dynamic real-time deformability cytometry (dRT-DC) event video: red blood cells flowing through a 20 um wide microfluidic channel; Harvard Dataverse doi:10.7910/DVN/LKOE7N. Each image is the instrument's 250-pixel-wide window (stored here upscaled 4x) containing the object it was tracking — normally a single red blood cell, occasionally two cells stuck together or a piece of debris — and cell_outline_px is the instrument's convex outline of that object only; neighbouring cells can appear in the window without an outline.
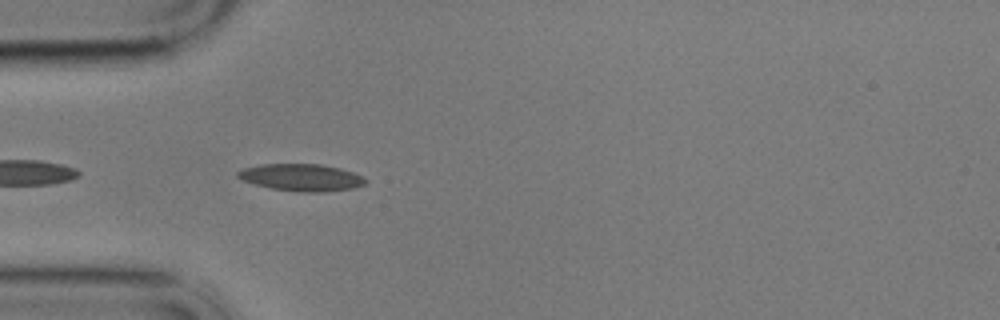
{"species": "common noctule bat (a hibernating species)", "species_latin": "Nyctalus noctula", "temperature_condition": "cold", "stored_images_in_passage": 43, "camera_frame_rate_fps": 3000, "um_per_image_px": 0.085, "animal": {"sex": "male", "body_mass_g": 17.9}, "frame": {"image": 1, "passage_image": 3, "time_ms": 0.667, "image_size_px": [1000, 320], "cell_outline_px": [[368, 180], [364, 184], [352, 188], [324, 192], [300, 192], [272, 188], [256, 184], [244, 180], [236, 176], [236, 172], [244, 168], [260, 164], [320, 164], [340, 168], [364, 176]], "centroid_in_image_um": [25.64, 15.08], "position_along_channel_um": 59.4, "area_um2": 20.06}}
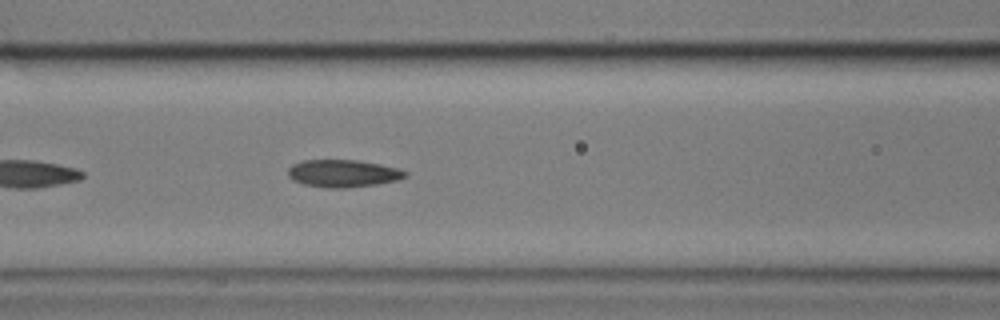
{"frame": {"image": 2, "passage_image": 10, "time_ms": 3.0, "image_size_px": [1000, 320], "cell_outline_px": [[408, 176], [400, 180], [376, 184], [344, 188], [328, 188], [304, 184], [292, 180], [288, 176], [288, 168], [292, 164], [304, 160], [360, 160], [400, 168], [408, 172]], "centroid_in_image_um": [29.19, 14.73], "position_along_channel_um": 137.4, "area_um2": 18.96}}
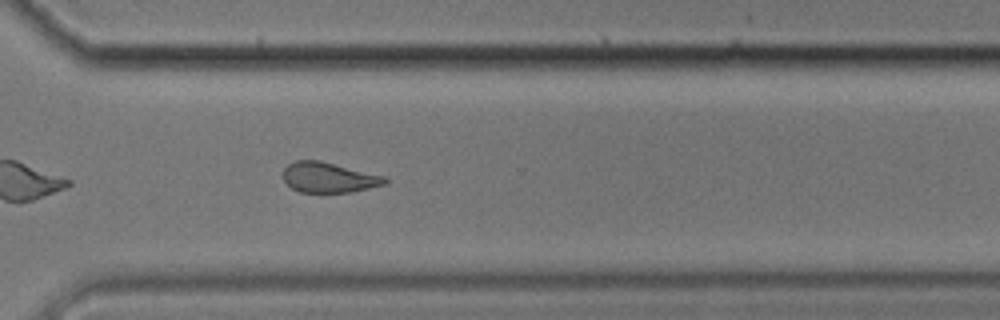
{"frame": {"image": 3, "passage_image": 28, "time_ms": 9.0, "image_size_px": [1000, 320], "cell_outline_px": [[388, 184], [352, 192], [300, 192], [292, 188], [284, 180], [284, 168], [288, 164], [296, 160], [320, 160], [384, 176], [388, 180]], "centroid_in_image_um": [27.97, 15.08], "position_along_channel_um": 342.6, "area_um2": 17.92}, "authors_computed_cell_mechanics": {"area_um2": 18.9584, "velocity_mm_per_s": 3.4258, "shape_relaxation_time_tau1_ms": 6.232, "shape_relaxation_time_tau2_ms": 3.0317, "deformation_change_tau1": 0.1524, "deformation_change_tau2": 0.095}}